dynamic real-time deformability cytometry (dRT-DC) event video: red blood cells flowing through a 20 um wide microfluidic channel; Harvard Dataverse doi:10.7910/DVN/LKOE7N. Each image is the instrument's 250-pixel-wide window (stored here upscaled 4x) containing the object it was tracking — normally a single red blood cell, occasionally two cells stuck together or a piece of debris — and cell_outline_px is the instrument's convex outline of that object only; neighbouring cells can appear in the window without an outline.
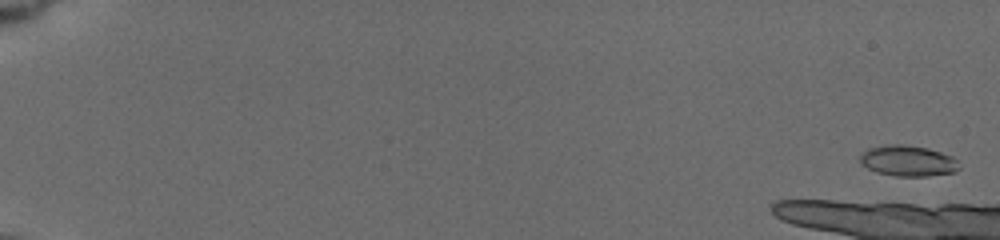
{"species": "common noctule bat (a hibernating species)", "species_latin": "Nyctalus noctula", "temperature_condition": "cold", "stored_images_in_passage": 5, "camera_frame_rate_fps": 3000, "um_per_image_px": 0.085, "animal": {"sex": "female", "body_mass_g": 19.5, "forearm_length_mm": 54.1}, "frame": {"image": 1, "passage_image": 1, "time_ms": 0.0, "image_size_px": [1000, 240], "cell_outline_px": [[960, 168], [956, 172], [928, 176], [896, 176], [876, 172], [860, 164], [860, 156], [868, 148], [888, 144], [904, 144], [928, 148], [952, 156], [956, 160]], "centroid_in_image_um": [77.17, 13.67], "position_along_channel_um": 7.8, "area_um2": 17.86}}